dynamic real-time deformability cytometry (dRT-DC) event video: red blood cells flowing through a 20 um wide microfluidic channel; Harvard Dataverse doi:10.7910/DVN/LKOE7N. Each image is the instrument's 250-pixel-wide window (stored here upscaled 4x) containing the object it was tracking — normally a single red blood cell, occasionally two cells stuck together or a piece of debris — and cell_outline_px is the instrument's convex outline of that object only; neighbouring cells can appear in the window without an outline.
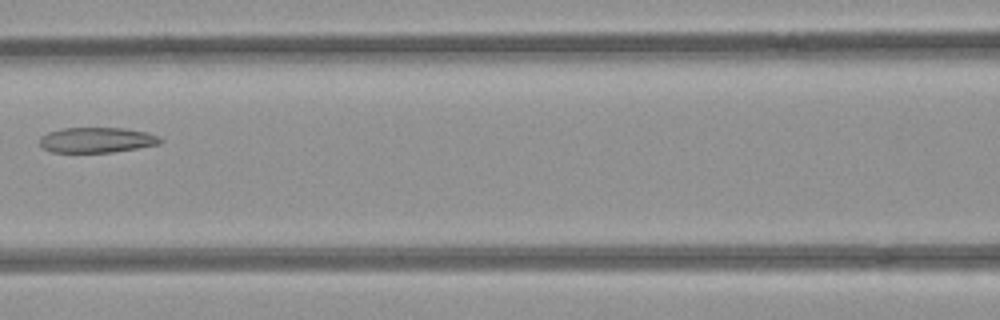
{"species": "common noctule bat (a hibernating species)", "species_latin": "Nyctalus noctula", "temperature_condition": "room temperature", "stored_images_in_passage": 4, "camera_frame_rate_fps": 3000, "um_per_image_px": 0.085, "animal": {"sex": "female", "body_mass_g": 21.9}, "frame": {"image": 1, "passage_image": 3, "time_ms": 0.667, "image_size_px": [1000, 320], "cell_outline_px": [[164, 140], [160, 144], [112, 152], [52, 152], [44, 148], [40, 144], [40, 136], [48, 132], [64, 128], [124, 128], [148, 132]], "centroid_in_image_um": [8.23, 11.89], "position_along_channel_um": 158.4, "area_um2": 17.69}}
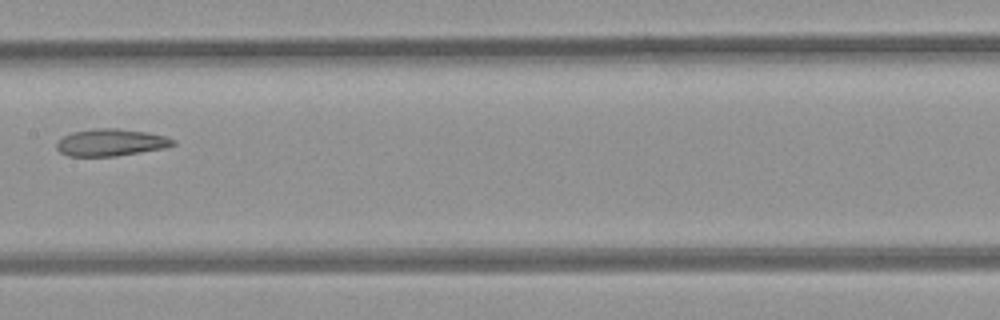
{"frame": {"image": 2, "passage_image": 4, "time_ms": 1.0, "image_size_px": [1000, 320], "cell_outline_px": [[176, 144], [164, 148], [116, 156], [68, 156], [60, 152], [56, 148], [56, 144], [64, 136], [72, 132], [96, 128], [116, 128], [148, 132], [168, 136], [176, 140]], "centroid_in_image_um": [9.46, 12.1], "position_along_channel_um": 197.9, "area_um2": 18.44}}